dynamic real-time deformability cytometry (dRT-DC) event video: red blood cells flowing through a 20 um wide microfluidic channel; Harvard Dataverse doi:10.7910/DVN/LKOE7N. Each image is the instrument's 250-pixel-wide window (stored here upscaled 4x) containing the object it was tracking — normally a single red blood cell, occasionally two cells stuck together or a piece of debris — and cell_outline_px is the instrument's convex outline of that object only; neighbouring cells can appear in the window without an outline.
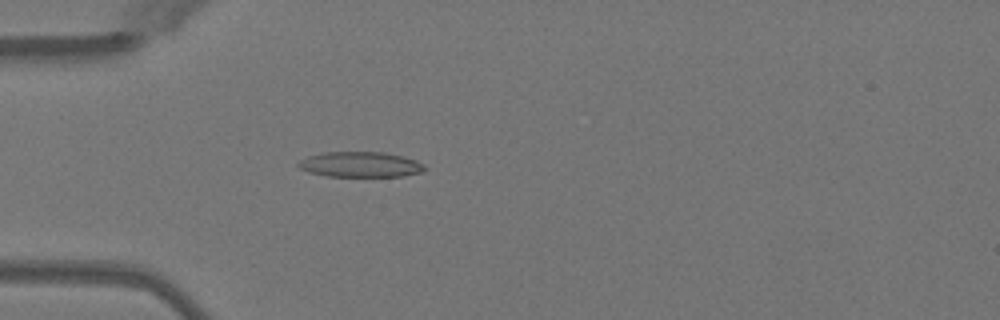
{"species": "Egyptian fruit bat (a non-hibernating species)", "species_latin": "Rousettus aegyptiacus", "temperature_condition": "warm", "stored_images_in_passage": 50, "camera_frame_rate_fps": 3000, "um_per_image_px": 0.085, "animal": {"sex": "female"}, "frame": {"image": 1, "passage_image": 15, "time_ms": 4.667, "image_size_px": [1000, 320], "cell_outline_px": [[424, 172], [404, 176], [328, 176], [308, 172], [300, 168], [296, 164], [300, 160], [308, 156], [324, 152], [384, 152], [416, 160], [424, 164]], "centroid_in_image_um": [30.63, 13.98], "position_along_channel_um": 54.4, "area_um2": 18.61}}
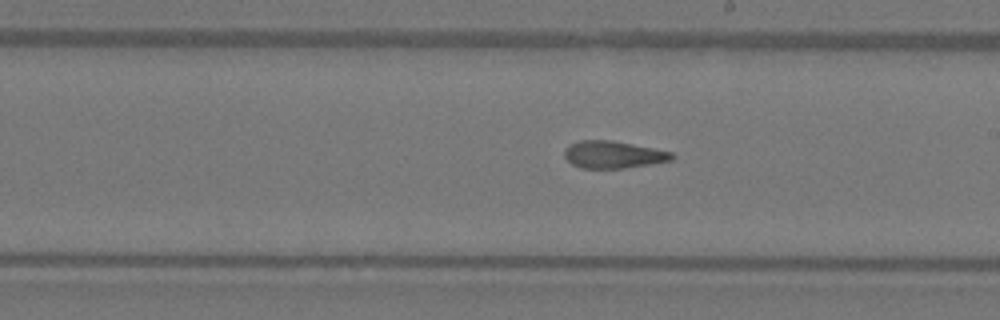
{"frame": {"image": 2, "passage_image": 29, "time_ms": 9.333, "image_size_px": [1000, 320], "cell_outline_px": [[676, 156], [672, 160], [624, 168], [580, 168], [572, 164], [564, 156], [564, 148], [568, 144], [580, 140], [612, 140], [672, 152]], "centroid_in_image_um": [52.08, 13.13], "position_along_channel_um": 236.9, "area_um2": 17.05}}
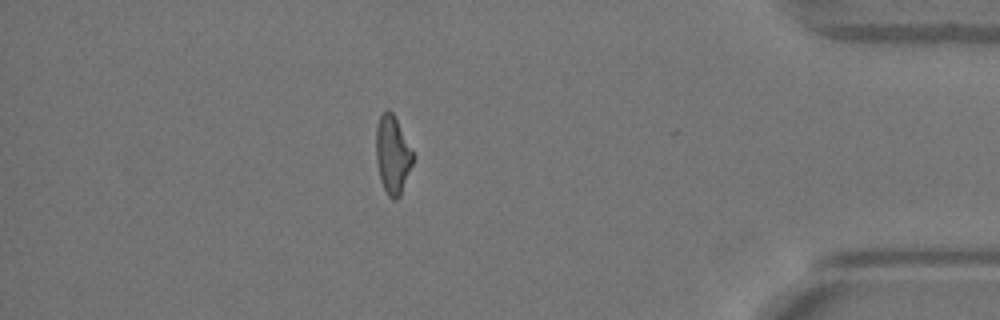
{"frame": {"image": 3, "passage_image": 44, "time_ms": 14.333, "image_size_px": [1000, 320], "cell_outline_px": [[416, 156], [400, 196], [396, 200], [392, 200], [388, 196], [380, 180], [376, 160], [376, 128], [380, 116], [388, 108], [392, 112]], "centroid_in_image_um": [33.38, 13.18], "position_along_channel_um": 401.8, "area_um2": 16.94}, "authors_computed_cell_mechanics": {"area_um2": 17.7157, "velocity_mm_per_s": 4.0761, "shape_relaxation_time_tau1_ms": null, "shape_relaxation_time_tau2_ms": 3.4228, "deformation_change_tau1": null, "deformation_change_tau2": 0.1368}}